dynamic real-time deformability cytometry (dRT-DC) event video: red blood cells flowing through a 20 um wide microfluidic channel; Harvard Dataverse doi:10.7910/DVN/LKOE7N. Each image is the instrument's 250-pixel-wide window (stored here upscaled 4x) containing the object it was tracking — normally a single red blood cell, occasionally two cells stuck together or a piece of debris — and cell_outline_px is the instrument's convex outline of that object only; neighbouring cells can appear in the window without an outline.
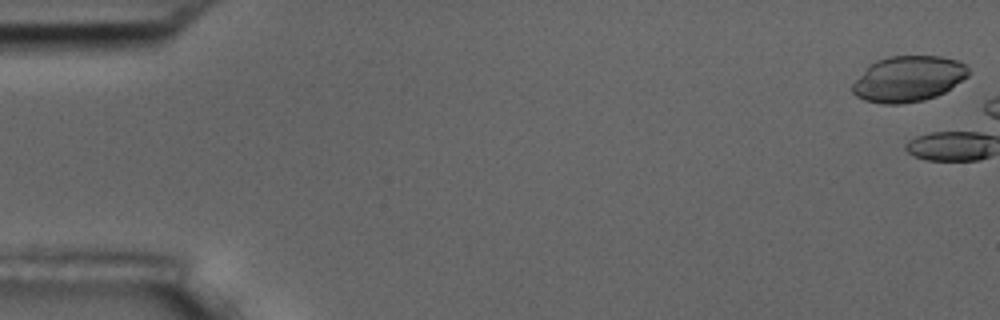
{"species": "common noctule bat (a hibernating species)", "species_latin": "Nyctalus noctula", "temperature_condition": "room temperature", "stored_images_in_passage": 3, "camera_frame_rate_fps": 3000, "um_per_image_px": 0.085, "animal": {"sex": "male", "body_mass_g": 17.5, "forearm_length_mm": 52.3}, "frame": {"image": 1, "passage_image": 1, "time_ms": 0.0, "image_size_px": [1000, 320], "cell_outline_px": [[968, 76], [944, 92], [936, 96], [924, 100], [900, 104], [884, 104], [864, 100], [856, 96], [852, 92], [852, 84], [876, 60], [888, 56], [940, 56], [960, 60], [968, 68]], "centroid_in_image_um": [77.22, 6.7], "position_along_channel_um": 7.8, "area_um2": 30.69}}